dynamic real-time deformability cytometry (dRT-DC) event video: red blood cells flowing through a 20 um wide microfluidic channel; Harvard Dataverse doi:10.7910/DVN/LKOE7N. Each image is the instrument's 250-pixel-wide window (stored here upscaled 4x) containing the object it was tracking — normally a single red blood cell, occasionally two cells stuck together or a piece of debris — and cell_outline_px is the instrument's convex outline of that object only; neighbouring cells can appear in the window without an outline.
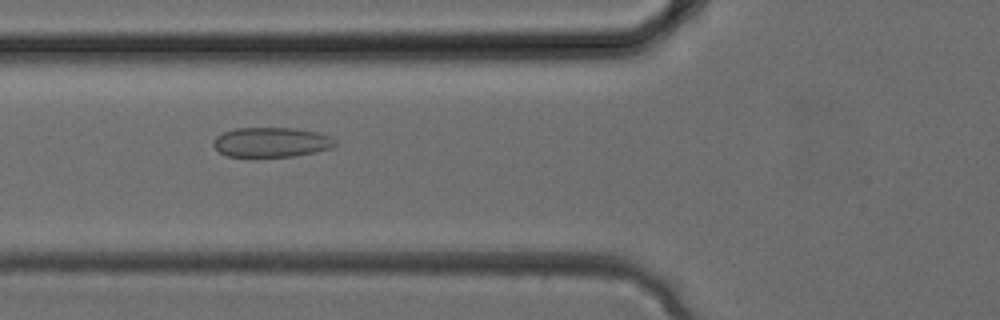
{"species": "common noctule bat (a hibernating species)", "species_latin": "Nyctalus noctula", "temperature_condition": "cold", "stored_images_in_passage": 33, "camera_frame_rate_fps": 3000, "um_per_image_px": 0.085, "animal": {"sex": "female", "body_mass_g": 24.6, "forearm_length_mm": 56.2}, "frame": {"image": 1, "passage_image": 12, "time_ms": 3.667, "image_size_px": [1000, 320], "cell_outline_px": [[336, 144], [332, 148], [316, 152], [296, 156], [228, 156], [220, 152], [212, 144], [212, 140], [216, 136], [224, 132], [236, 128], [296, 128], [316, 132], [328, 136], [336, 140]], "centroid_in_image_um": [23.07, 12.08], "position_along_channel_um": 102.7, "area_um2": 21.04}}
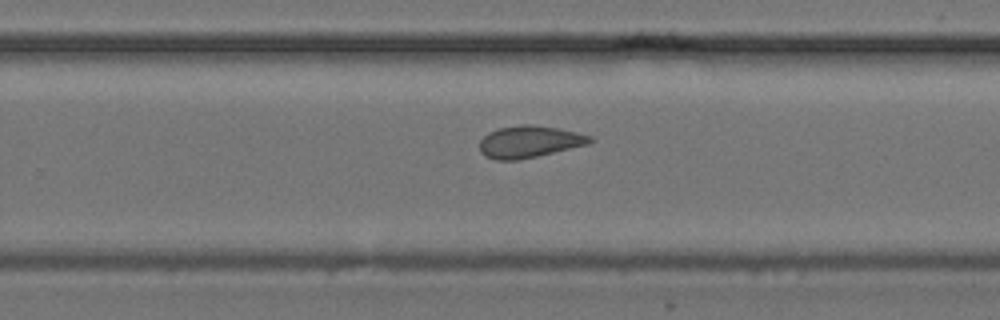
{"frame": {"image": 2, "passage_image": 21, "time_ms": 6.667, "image_size_px": [1000, 320], "cell_outline_px": [[592, 140], [588, 144], [520, 160], [496, 160], [484, 156], [480, 152], [480, 140], [488, 132], [500, 128], [520, 124], [532, 124], [556, 128], [576, 132], [592, 136]], "centroid_in_image_um": [44.95, 12.05], "position_along_channel_um": 284.8, "area_um2": 20.46}}
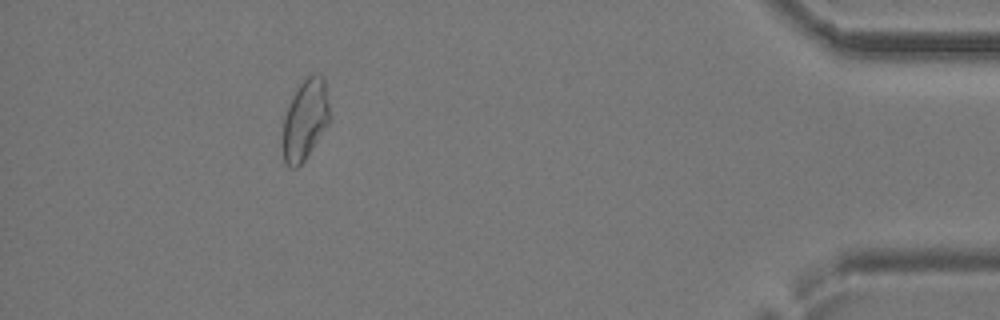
{"frame": {"image": 3, "passage_image": 30, "time_ms": 9.667, "image_size_px": [1000, 320], "cell_outline_px": [[328, 124], [304, 160], [296, 168], [288, 168], [284, 160], [280, 144], [284, 116], [288, 104], [292, 96], [300, 84], [312, 72], [320, 72], [324, 76], [328, 104]], "centroid_in_image_um": [25.88, 10.17], "position_along_channel_um": 409.3, "area_um2": 22.25}}